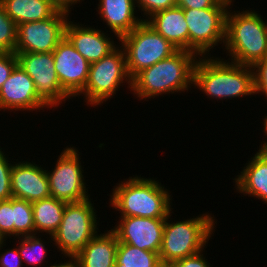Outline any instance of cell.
<instances>
[{
	"label": "cell",
	"mask_w": 267,
	"mask_h": 267,
	"mask_svg": "<svg viewBox=\"0 0 267 267\" xmlns=\"http://www.w3.org/2000/svg\"><path fill=\"white\" fill-rule=\"evenodd\" d=\"M143 177L136 175L117 183L109 195L111 207L120 216L166 218L173 209L169 190L159 180Z\"/></svg>",
	"instance_id": "obj_4"
},
{
	"label": "cell",
	"mask_w": 267,
	"mask_h": 267,
	"mask_svg": "<svg viewBox=\"0 0 267 267\" xmlns=\"http://www.w3.org/2000/svg\"><path fill=\"white\" fill-rule=\"evenodd\" d=\"M116 264L120 267H163L159 253L119 242Z\"/></svg>",
	"instance_id": "obj_24"
},
{
	"label": "cell",
	"mask_w": 267,
	"mask_h": 267,
	"mask_svg": "<svg viewBox=\"0 0 267 267\" xmlns=\"http://www.w3.org/2000/svg\"><path fill=\"white\" fill-rule=\"evenodd\" d=\"M233 180L238 193L256 197L267 204V153L257 151Z\"/></svg>",
	"instance_id": "obj_20"
},
{
	"label": "cell",
	"mask_w": 267,
	"mask_h": 267,
	"mask_svg": "<svg viewBox=\"0 0 267 267\" xmlns=\"http://www.w3.org/2000/svg\"><path fill=\"white\" fill-rule=\"evenodd\" d=\"M17 64L15 53H0V89Z\"/></svg>",
	"instance_id": "obj_33"
},
{
	"label": "cell",
	"mask_w": 267,
	"mask_h": 267,
	"mask_svg": "<svg viewBox=\"0 0 267 267\" xmlns=\"http://www.w3.org/2000/svg\"><path fill=\"white\" fill-rule=\"evenodd\" d=\"M12 197L33 203L50 197L49 180L41 165L18 161L11 169Z\"/></svg>",
	"instance_id": "obj_17"
},
{
	"label": "cell",
	"mask_w": 267,
	"mask_h": 267,
	"mask_svg": "<svg viewBox=\"0 0 267 267\" xmlns=\"http://www.w3.org/2000/svg\"><path fill=\"white\" fill-rule=\"evenodd\" d=\"M69 12L59 9L52 17L17 25L15 52H53L65 37Z\"/></svg>",
	"instance_id": "obj_12"
},
{
	"label": "cell",
	"mask_w": 267,
	"mask_h": 267,
	"mask_svg": "<svg viewBox=\"0 0 267 267\" xmlns=\"http://www.w3.org/2000/svg\"><path fill=\"white\" fill-rule=\"evenodd\" d=\"M69 260H67L66 262H61V263H54L53 265H49L50 267H78V263L77 260L75 259V257H68ZM48 265H46V267H49Z\"/></svg>",
	"instance_id": "obj_37"
},
{
	"label": "cell",
	"mask_w": 267,
	"mask_h": 267,
	"mask_svg": "<svg viewBox=\"0 0 267 267\" xmlns=\"http://www.w3.org/2000/svg\"><path fill=\"white\" fill-rule=\"evenodd\" d=\"M90 200L66 203L61 224L52 236V243L66 258L75 257L99 232L97 211Z\"/></svg>",
	"instance_id": "obj_6"
},
{
	"label": "cell",
	"mask_w": 267,
	"mask_h": 267,
	"mask_svg": "<svg viewBox=\"0 0 267 267\" xmlns=\"http://www.w3.org/2000/svg\"><path fill=\"white\" fill-rule=\"evenodd\" d=\"M18 65L32 78L39 98L48 108H57L70 95L61 87L54 67L53 52H14Z\"/></svg>",
	"instance_id": "obj_11"
},
{
	"label": "cell",
	"mask_w": 267,
	"mask_h": 267,
	"mask_svg": "<svg viewBox=\"0 0 267 267\" xmlns=\"http://www.w3.org/2000/svg\"><path fill=\"white\" fill-rule=\"evenodd\" d=\"M217 3L216 0H176L177 7L189 9L212 8Z\"/></svg>",
	"instance_id": "obj_35"
},
{
	"label": "cell",
	"mask_w": 267,
	"mask_h": 267,
	"mask_svg": "<svg viewBox=\"0 0 267 267\" xmlns=\"http://www.w3.org/2000/svg\"><path fill=\"white\" fill-rule=\"evenodd\" d=\"M113 267H120L118 264L115 263V265Z\"/></svg>",
	"instance_id": "obj_40"
},
{
	"label": "cell",
	"mask_w": 267,
	"mask_h": 267,
	"mask_svg": "<svg viewBox=\"0 0 267 267\" xmlns=\"http://www.w3.org/2000/svg\"><path fill=\"white\" fill-rule=\"evenodd\" d=\"M8 158V159H7ZM0 147V201L12 198L11 169L13 164Z\"/></svg>",
	"instance_id": "obj_29"
},
{
	"label": "cell",
	"mask_w": 267,
	"mask_h": 267,
	"mask_svg": "<svg viewBox=\"0 0 267 267\" xmlns=\"http://www.w3.org/2000/svg\"><path fill=\"white\" fill-rule=\"evenodd\" d=\"M216 1L223 3V4L227 5L228 7H230L231 5L233 6L232 3L234 2V0H216Z\"/></svg>",
	"instance_id": "obj_39"
},
{
	"label": "cell",
	"mask_w": 267,
	"mask_h": 267,
	"mask_svg": "<svg viewBox=\"0 0 267 267\" xmlns=\"http://www.w3.org/2000/svg\"><path fill=\"white\" fill-rule=\"evenodd\" d=\"M118 239L112 230L96 234L75 256L78 267H113Z\"/></svg>",
	"instance_id": "obj_21"
},
{
	"label": "cell",
	"mask_w": 267,
	"mask_h": 267,
	"mask_svg": "<svg viewBox=\"0 0 267 267\" xmlns=\"http://www.w3.org/2000/svg\"><path fill=\"white\" fill-rule=\"evenodd\" d=\"M120 221L111 228L118 242L159 253L166 218L120 216Z\"/></svg>",
	"instance_id": "obj_13"
},
{
	"label": "cell",
	"mask_w": 267,
	"mask_h": 267,
	"mask_svg": "<svg viewBox=\"0 0 267 267\" xmlns=\"http://www.w3.org/2000/svg\"><path fill=\"white\" fill-rule=\"evenodd\" d=\"M201 251L193 256L185 257L178 261H175L171 266L172 267H211L210 263L204 257Z\"/></svg>",
	"instance_id": "obj_34"
},
{
	"label": "cell",
	"mask_w": 267,
	"mask_h": 267,
	"mask_svg": "<svg viewBox=\"0 0 267 267\" xmlns=\"http://www.w3.org/2000/svg\"><path fill=\"white\" fill-rule=\"evenodd\" d=\"M230 9L226 16L223 47L231 62L253 66L267 57V20L252 9H242V12H231Z\"/></svg>",
	"instance_id": "obj_3"
},
{
	"label": "cell",
	"mask_w": 267,
	"mask_h": 267,
	"mask_svg": "<svg viewBox=\"0 0 267 267\" xmlns=\"http://www.w3.org/2000/svg\"><path fill=\"white\" fill-rule=\"evenodd\" d=\"M146 22L178 50L189 51V31L183 8L175 6L159 11Z\"/></svg>",
	"instance_id": "obj_19"
},
{
	"label": "cell",
	"mask_w": 267,
	"mask_h": 267,
	"mask_svg": "<svg viewBox=\"0 0 267 267\" xmlns=\"http://www.w3.org/2000/svg\"><path fill=\"white\" fill-rule=\"evenodd\" d=\"M136 6L143 12V17L148 19L153 14L176 6V0H136ZM146 16V17H145Z\"/></svg>",
	"instance_id": "obj_30"
},
{
	"label": "cell",
	"mask_w": 267,
	"mask_h": 267,
	"mask_svg": "<svg viewBox=\"0 0 267 267\" xmlns=\"http://www.w3.org/2000/svg\"><path fill=\"white\" fill-rule=\"evenodd\" d=\"M0 3L16 25L46 20L59 10L49 0H0Z\"/></svg>",
	"instance_id": "obj_22"
},
{
	"label": "cell",
	"mask_w": 267,
	"mask_h": 267,
	"mask_svg": "<svg viewBox=\"0 0 267 267\" xmlns=\"http://www.w3.org/2000/svg\"><path fill=\"white\" fill-rule=\"evenodd\" d=\"M118 47L109 55L99 61L90 64L88 80L85 88L77 95H84V101L91 106L101 105L110 100L111 97L122 86L128 84L132 89V79L128 75L126 67V57L123 48ZM120 46V47H119Z\"/></svg>",
	"instance_id": "obj_7"
},
{
	"label": "cell",
	"mask_w": 267,
	"mask_h": 267,
	"mask_svg": "<svg viewBox=\"0 0 267 267\" xmlns=\"http://www.w3.org/2000/svg\"><path fill=\"white\" fill-rule=\"evenodd\" d=\"M54 67L61 87L75 98L88 80L90 63L64 37L53 50Z\"/></svg>",
	"instance_id": "obj_14"
},
{
	"label": "cell",
	"mask_w": 267,
	"mask_h": 267,
	"mask_svg": "<svg viewBox=\"0 0 267 267\" xmlns=\"http://www.w3.org/2000/svg\"><path fill=\"white\" fill-rule=\"evenodd\" d=\"M6 240H0V251L3 246L5 247ZM23 260L18 251V247L12 249H6L4 252H0V267H22Z\"/></svg>",
	"instance_id": "obj_32"
},
{
	"label": "cell",
	"mask_w": 267,
	"mask_h": 267,
	"mask_svg": "<svg viewBox=\"0 0 267 267\" xmlns=\"http://www.w3.org/2000/svg\"><path fill=\"white\" fill-rule=\"evenodd\" d=\"M97 12L101 20L106 23L109 32L114 33L116 39L130 33L136 26L144 21L141 16H135L136 0H98Z\"/></svg>",
	"instance_id": "obj_18"
},
{
	"label": "cell",
	"mask_w": 267,
	"mask_h": 267,
	"mask_svg": "<svg viewBox=\"0 0 267 267\" xmlns=\"http://www.w3.org/2000/svg\"><path fill=\"white\" fill-rule=\"evenodd\" d=\"M16 43L17 25L0 3V53H14Z\"/></svg>",
	"instance_id": "obj_27"
},
{
	"label": "cell",
	"mask_w": 267,
	"mask_h": 267,
	"mask_svg": "<svg viewBox=\"0 0 267 267\" xmlns=\"http://www.w3.org/2000/svg\"><path fill=\"white\" fill-rule=\"evenodd\" d=\"M252 68L254 73L255 94H263L267 97V57L256 62Z\"/></svg>",
	"instance_id": "obj_31"
},
{
	"label": "cell",
	"mask_w": 267,
	"mask_h": 267,
	"mask_svg": "<svg viewBox=\"0 0 267 267\" xmlns=\"http://www.w3.org/2000/svg\"><path fill=\"white\" fill-rule=\"evenodd\" d=\"M49 1H51L58 9L67 11L69 13H71V8H73L75 4H80V0H49Z\"/></svg>",
	"instance_id": "obj_36"
},
{
	"label": "cell",
	"mask_w": 267,
	"mask_h": 267,
	"mask_svg": "<svg viewBox=\"0 0 267 267\" xmlns=\"http://www.w3.org/2000/svg\"><path fill=\"white\" fill-rule=\"evenodd\" d=\"M13 197L0 201V240L14 237Z\"/></svg>",
	"instance_id": "obj_28"
},
{
	"label": "cell",
	"mask_w": 267,
	"mask_h": 267,
	"mask_svg": "<svg viewBox=\"0 0 267 267\" xmlns=\"http://www.w3.org/2000/svg\"><path fill=\"white\" fill-rule=\"evenodd\" d=\"M47 107L39 98L32 78L17 64L0 89V111L40 112Z\"/></svg>",
	"instance_id": "obj_15"
},
{
	"label": "cell",
	"mask_w": 267,
	"mask_h": 267,
	"mask_svg": "<svg viewBox=\"0 0 267 267\" xmlns=\"http://www.w3.org/2000/svg\"><path fill=\"white\" fill-rule=\"evenodd\" d=\"M14 240L35 234L32 204L29 201L13 198Z\"/></svg>",
	"instance_id": "obj_26"
},
{
	"label": "cell",
	"mask_w": 267,
	"mask_h": 267,
	"mask_svg": "<svg viewBox=\"0 0 267 267\" xmlns=\"http://www.w3.org/2000/svg\"><path fill=\"white\" fill-rule=\"evenodd\" d=\"M40 234L25 236V237H17L19 245L18 247L19 254L23 263L25 262L27 266H36L40 267L43 262L45 263V259L48 255L47 248L45 247V240H41ZM42 263V264H41Z\"/></svg>",
	"instance_id": "obj_25"
},
{
	"label": "cell",
	"mask_w": 267,
	"mask_h": 267,
	"mask_svg": "<svg viewBox=\"0 0 267 267\" xmlns=\"http://www.w3.org/2000/svg\"><path fill=\"white\" fill-rule=\"evenodd\" d=\"M228 9L227 5L220 2L212 8H183L189 31L190 52L200 57L211 56V49L222 43L224 46Z\"/></svg>",
	"instance_id": "obj_9"
},
{
	"label": "cell",
	"mask_w": 267,
	"mask_h": 267,
	"mask_svg": "<svg viewBox=\"0 0 267 267\" xmlns=\"http://www.w3.org/2000/svg\"><path fill=\"white\" fill-rule=\"evenodd\" d=\"M263 131H264V136L267 137V116L263 119ZM266 141L261 144V147L259 148V151L263 152V153H267V138L265 139Z\"/></svg>",
	"instance_id": "obj_38"
},
{
	"label": "cell",
	"mask_w": 267,
	"mask_h": 267,
	"mask_svg": "<svg viewBox=\"0 0 267 267\" xmlns=\"http://www.w3.org/2000/svg\"><path fill=\"white\" fill-rule=\"evenodd\" d=\"M119 44L125 52L127 72L131 79L178 50L146 21L121 37Z\"/></svg>",
	"instance_id": "obj_8"
},
{
	"label": "cell",
	"mask_w": 267,
	"mask_h": 267,
	"mask_svg": "<svg viewBox=\"0 0 267 267\" xmlns=\"http://www.w3.org/2000/svg\"><path fill=\"white\" fill-rule=\"evenodd\" d=\"M78 153L74 146L65 147L54 168L51 171L46 170L50 195L67 203L90 198Z\"/></svg>",
	"instance_id": "obj_10"
},
{
	"label": "cell",
	"mask_w": 267,
	"mask_h": 267,
	"mask_svg": "<svg viewBox=\"0 0 267 267\" xmlns=\"http://www.w3.org/2000/svg\"><path fill=\"white\" fill-rule=\"evenodd\" d=\"M193 86L209 99L232 100L252 96L255 94L253 68L213 55L199 56L194 67Z\"/></svg>",
	"instance_id": "obj_1"
},
{
	"label": "cell",
	"mask_w": 267,
	"mask_h": 267,
	"mask_svg": "<svg viewBox=\"0 0 267 267\" xmlns=\"http://www.w3.org/2000/svg\"><path fill=\"white\" fill-rule=\"evenodd\" d=\"M109 36L101 29L88 25L85 27L70 19L65 26V37L90 64L109 55L118 47L116 45L118 42L114 43V38Z\"/></svg>",
	"instance_id": "obj_16"
},
{
	"label": "cell",
	"mask_w": 267,
	"mask_h": 267,
	"mask_svg": "<svg viewBox=\"0 0 267 267\" xmlns=\"http://www.w3.org/2000/svg\"><path fill=\"white\" fill-rule=\"evenodd\" d=\"M199 56L187 50H177L170 57L158 61L139 72L132 79V93L139 100L156 98L162 94L185 92L193 86L194 67Z\"/></svg>",
	"instance_id": "obj_2"
},
{
	"label": "cell",
	"mask_w": 267,
	"mask_h": 267,
	"mask_svg": "<svg viewBox=\"0 0 267 267\" xmlns=\"http://www.w3.org/2000/svg\"><path fill=\"white\" fill-rule=\"evenodd\" d=\"M66 203L52 196L31 203L35 234L42 233L43 235L45 232V235L51 238L48 243L53 241L52 236L61 224Z\"/></svg>",
	"instance_id": "obj_23"
},
{
	"label": "cell",
	"mask_w": 267,
	"mask_h": 267,
	"mask_svg": "<svg viewBox=\"0 0 267 267\" xmlns=\"http://www.w3.org/2000/svg\"><path fill=\"white\" fill-rule=\"evenodd\" d=\"M171 213L166 217L159 257L163 266L193 256L206 248L217 222L210 213L200 214L185 221L171 222Z\"/></svg>",
	"instance_id": "obj_5"
}]
</instances>
